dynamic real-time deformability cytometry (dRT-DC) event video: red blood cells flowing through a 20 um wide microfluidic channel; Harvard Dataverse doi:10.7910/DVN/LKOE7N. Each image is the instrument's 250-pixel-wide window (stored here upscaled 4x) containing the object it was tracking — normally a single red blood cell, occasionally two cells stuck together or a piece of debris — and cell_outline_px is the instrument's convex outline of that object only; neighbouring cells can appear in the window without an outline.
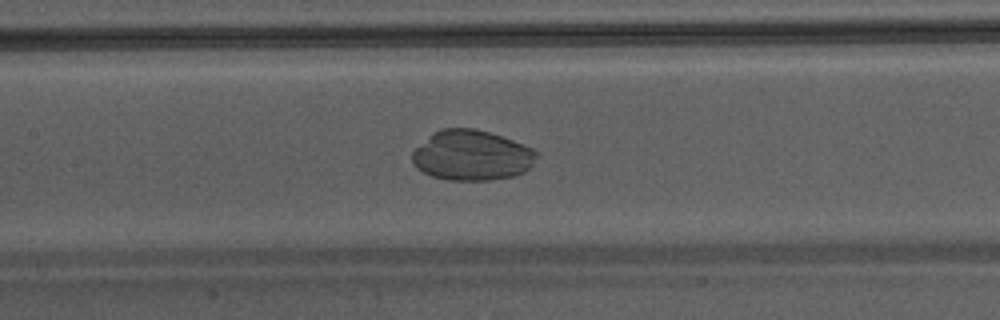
{"species": "Egyptian fruit bat (a non-hibernating species)", "species_latin": "Rousettus aegyptiacus", "temperature_condition": "warm", "stored_images_in_passage": 39, "camera_frame_rate_fps": 3000, "um_per_image_px": 0.085, "animal": {"sex": "male"}, "frame": {"image": 1, "passage_image": 15, "time_ms": 4.667, "image_size_px": [1000, 320], "cell_outline_px": [[540, 152], [532, 164], [524, 172], [516, 176], [488, 180], [448, 180], [432, 176], [416, 168], [412, 164], [412, 152], [432, 132], [444, 128], [472, 128], [488, 132], [512, 140], [532, 148]], "centroid_in_image_um": [40.09, 13.21], "position_along_channel_um": 167.3, "area_um2": 36.41}}
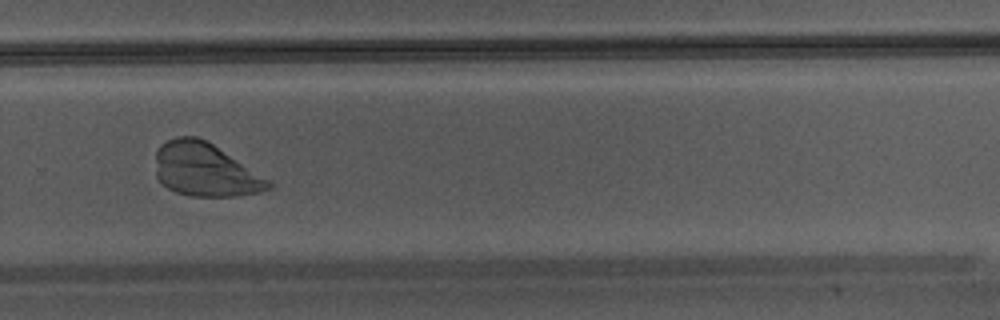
{"frame": {"image": 2, "passage_image": 25, "time_ms": 8.0, "image_size_px": [1000, 320], "cell_outline_px": [[272, 188], [260, 192], [240, 196], [192, 196], [176, 192], [168, 188], [156, 176], [156, 152], [160, 144], [168, 140], [180, 136], [196, 136], [208, 140], [268, 180], [272, 184]], "centroid_in_image_um": [17.42, 14.43], "position_along_channel_um": 312.4, "area_um2": 34.91}}
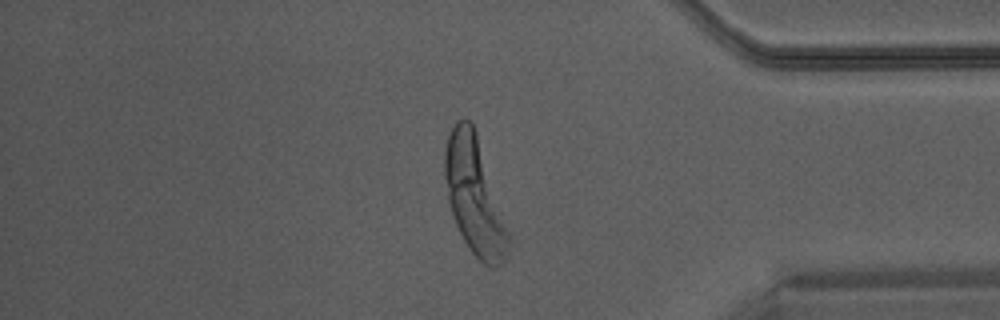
{"frame": {"image": 3, "passage_image": 32, "time_ms": 10.333, "image_size_px": [1000, 320], "cell_outline_px": [[508, 248], [504, 260], [500, 264], [484, 264], [472, 252], [464, 240], [452, 216], [448, 204], [444, 176], [444, 152], [448, 136], [456, 120], [468, 120], [472, 124], [476, 132], [508, 232]], "centroid_in_image_um": [40.27, 16.62], "position_along_channel_um": 394.9, "area_um2": 42.08}}